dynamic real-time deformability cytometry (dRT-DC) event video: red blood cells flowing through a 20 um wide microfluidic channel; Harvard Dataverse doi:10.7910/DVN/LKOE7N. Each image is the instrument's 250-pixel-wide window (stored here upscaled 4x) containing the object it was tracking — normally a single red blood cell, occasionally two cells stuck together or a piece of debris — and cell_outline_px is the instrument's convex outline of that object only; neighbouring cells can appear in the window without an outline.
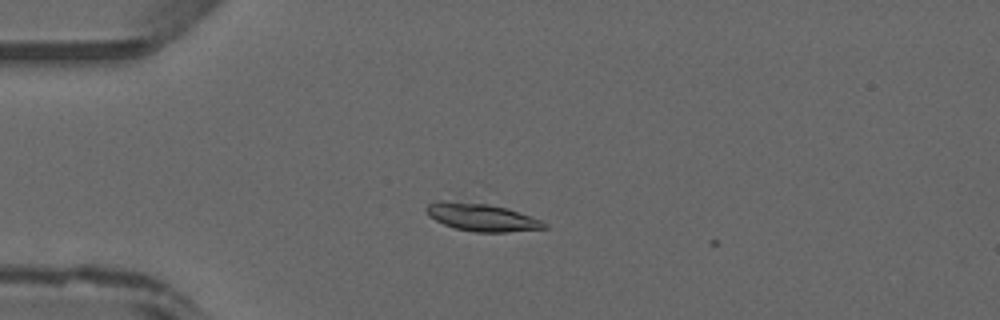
{"species": "common noctule bat (a hibernating species)", "species_latin": "Nyctalus noctula", "temperature_condition": "warm", "stored_images_in_passage": 4, "camera_frame_rate_fps": 3000, "um_per_image_px": 0.085, "animal": {"sex": "male", "forearm_length_mm": 52.5}, "frame": {"image": 1, "passage_image": 3, "time_ms": 0.667, "image_size_px": [1000, 320], "cell_outline_px": [[548, 228], [508, 232], [476, 232], [456, 228], [444, 224], [428, 216], [424, 208], [428, 204], [436, 200], [440, 200], [488, 204], [508, 208], [540, 220], [548, 224]], "centroid_in_image_um": [40.92, 18.46], "position_along_channel_um": 44.1, "area_um2": 18.96}}